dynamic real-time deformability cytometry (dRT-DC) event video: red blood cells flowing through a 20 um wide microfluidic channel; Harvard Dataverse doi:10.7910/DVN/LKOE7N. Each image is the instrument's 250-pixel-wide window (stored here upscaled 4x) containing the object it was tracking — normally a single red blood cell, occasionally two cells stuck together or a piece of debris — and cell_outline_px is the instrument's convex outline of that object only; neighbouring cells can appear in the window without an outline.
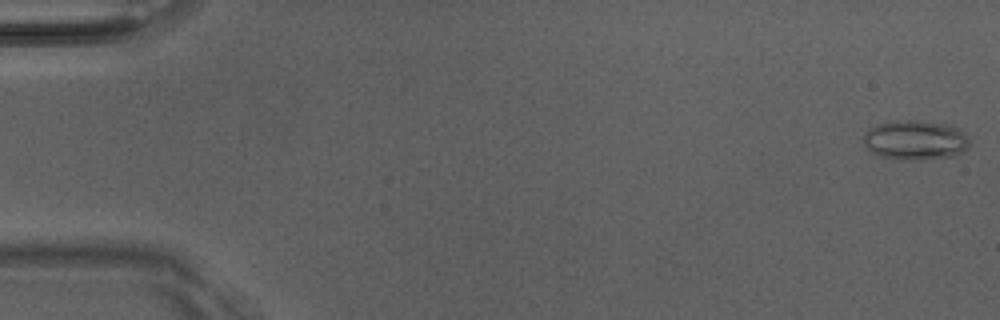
{"species": "Egyptian fruit bat (a non-hibernating species)", "species_latin": "Rousettus aegyptiacus", "temperature_condition": "room temperature", "stored_images_in_passage": 47, "camera_frame_rate_fps": 3000, "um_per_image_px": 0.085, "animal": {"sex": "male"}, "frame": {"image": 1, "passage_image": 1, "time_ms": 0.0, "image_size_px": [1000, 320], "cell_outline_px": [[968, 148], [952, 156], [920, 160], [904, 160], [884, 156], [872, 152], [864, 144], [864, 136], [868, 128], [880, 124], [908, 120], [912, 120], [948, 124], [956, 128], [968, 140]], "centroid_in_image_um": [77.78, 11.92], "position_along_channel_um": 7.2, "area_um2": 23.81}}
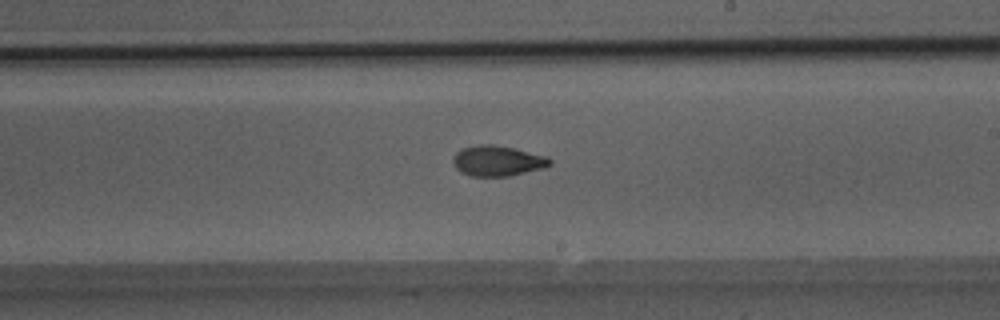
{"frame": {"image": 2, "passage_image": 30, "time_ms": 9.667, "image_size_px": [1000, 320], "cell_outline_px": [[552, 164], [544, 168], [508, 176], [472, 176], [460, 172], [456, 168], [452, 160], [456, 152], [460, 148], [480, 144], [492, 144], [512, 148], [548, 156], [552, 160]], "centroid_in_image_um": [42.29, 13.67], "position_along_channel_um": 246.7, "area_um2": 17.22}}
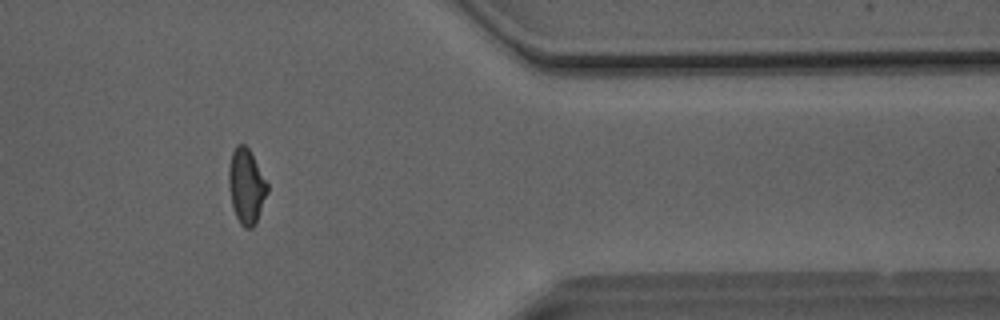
{"frame": {"image": 3, "passage_image": 42, "time_ms": 13.667, "image_size_px": [1000, 320], "cell_outline_px": [[268, 192], [256, 224], [252, 228], [244, 228], [240, 224], [236, 216], [232, 204], [228, 184], [228, 168], [232, 152], [236, 144], [244, 144], [248, 148], [268, 184]], "centroid_in_image_um": [20.93, 15.84], "position_along_channel_um": 390.5, "area_um2": 16.88}}